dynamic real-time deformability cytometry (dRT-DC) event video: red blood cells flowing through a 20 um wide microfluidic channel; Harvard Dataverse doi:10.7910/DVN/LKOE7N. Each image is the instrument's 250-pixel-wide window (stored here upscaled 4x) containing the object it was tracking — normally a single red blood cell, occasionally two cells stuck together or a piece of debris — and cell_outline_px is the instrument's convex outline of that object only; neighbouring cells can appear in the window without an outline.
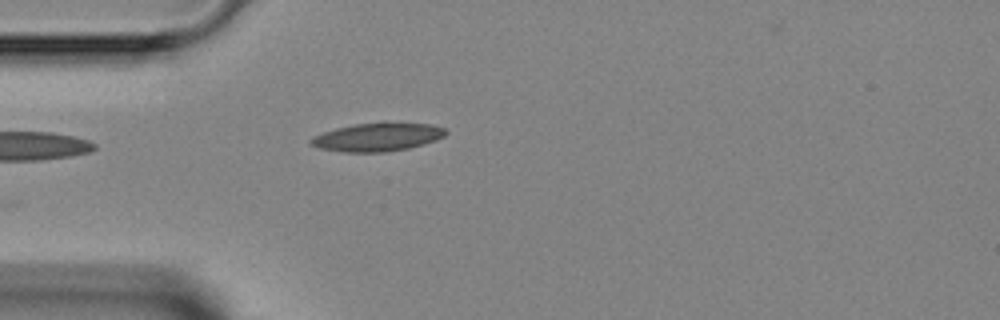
{"species": "Egyptian fruit bat (a non-hibernating species)", "species_latin": "Rousettus aegyptiacus", "temperature_condition": "room temperature", "stored_images_in_passage": 2, "camera_frame_rate_fps": 3000, "um_per_image_px": 0.085, "animal": {"sex": "female"}, "frame": {"image": 1, "passage_image": 2, "time_ms": 1.0, "image_size_px": [1000, 320], "cell_outline_px": [[448, 132], [444, 136], [436, 140], [408, 148], [384, 152], [344, 152], [320, 148], [308, 144], [308, 140], [312, 136], [336, 128], [356, 124], [384, 120], [432, 124], [444, 128]], "centroid_in_image_um": [32.09, 11.61], "position_along_channel_um": 52.9, "area_um2": 22.83}}